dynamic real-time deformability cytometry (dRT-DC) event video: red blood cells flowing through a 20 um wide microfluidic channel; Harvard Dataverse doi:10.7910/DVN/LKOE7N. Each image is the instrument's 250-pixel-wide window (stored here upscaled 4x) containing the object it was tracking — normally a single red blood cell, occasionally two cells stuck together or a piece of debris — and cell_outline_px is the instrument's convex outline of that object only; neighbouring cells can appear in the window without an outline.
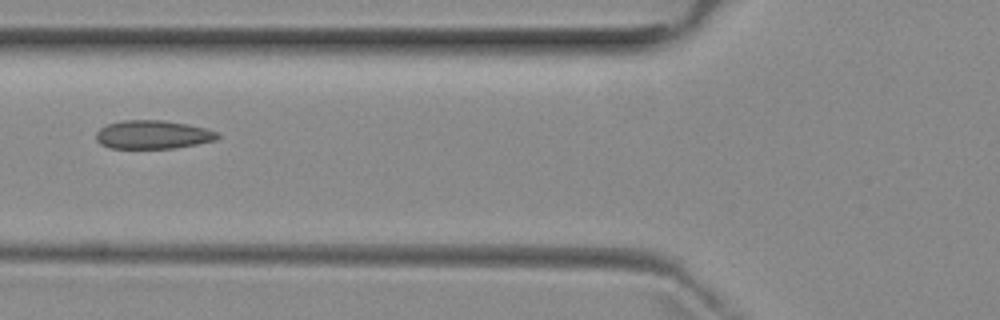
{"species": "common noctule bat (a hibernating species)", "species_latin": "Nyctalus noctula", "temperature_condition": "room temperature", "stored_images_in_passage": 5, "camera_frame_rate_fps": 3000, "um_per_image_px": 0.085, "animal": {"sex": "female", "body_mass_g": 29.2, "forearm_length_mm": 56.3}, "frame": {"image": 1, "passage_image": 5, "time_ms": 5.333, "image_size_px": [1000, 320], "cell_outline_px": [[220, 136], [216, 140], [176, 148], [108, 148], [100, 144], [96, 140], [96, 132], [100, 128], [108, 124], [124, 120], [164, 120], [188, 124], [208, 128], [220, 132]], "centroid_in_image_um": [13.02, 11.44], "position_along_channel_um": 112.8, "area_um2": 20.4}}